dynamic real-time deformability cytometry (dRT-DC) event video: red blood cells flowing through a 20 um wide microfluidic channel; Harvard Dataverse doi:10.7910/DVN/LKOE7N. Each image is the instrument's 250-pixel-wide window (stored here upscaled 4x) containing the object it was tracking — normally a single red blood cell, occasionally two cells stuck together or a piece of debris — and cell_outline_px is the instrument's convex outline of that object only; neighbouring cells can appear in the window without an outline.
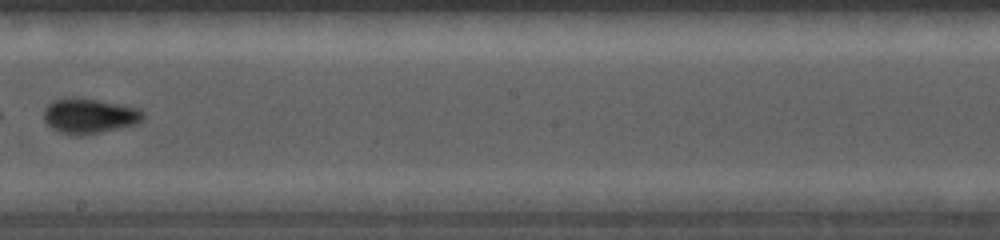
{"species": "common noctule bat (a hibernating species)", "species_latin": "Nyctalus noctula", "temperature_condition": "cold", "stored_images_in_passage": 18, "camera_frame_rate_fps": 5000, "um_per_image_px": 0.085, "animal": {"sex": "female", "body_mass_g": 19.0, "forearm_length_mm": 56.7}, "frame": {"image": 1, "passage_image": 8, "time_ms": 3.6, "image_size_px": [1000, 240], "cell_outline_px": [[144, 116], [140, 120], [132, 124], [84, 136], [76, 136], [60, 132], [52, 128], [44, 120], [44, 108], [52, 100], [64, 96], [72, 96], [96, 100], [140, 108], [144, 112]], "centroid_in_image_um": [7.52, 9.83], "position_along_channel_um": 240.7, "area_um2": 20.29}}
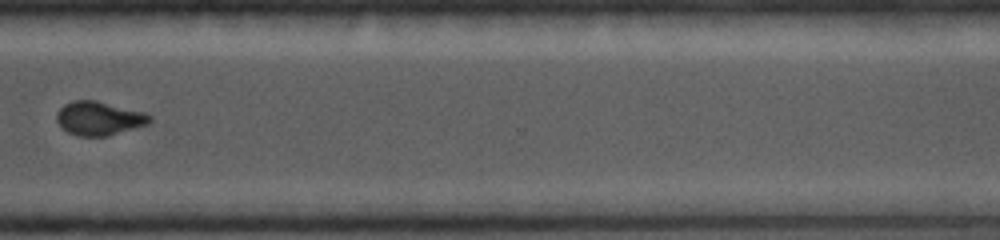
{"frame": {"image": 2, "passage_image": 13, "time_ms": 6.2, "image_size_px": [1000, 240], "cell_outline_px": [[152, 120], [148, 124], [108, 136], [76, 136], [68, 132], [56, 120], [56, 112], [64, 104], [72, 100], [96, 100], [144, 112], [152, 116]], "centroid_in_image_um": [8.42, 10.05], "position_along_channel_um": 362.2, "area_um2": 18.38}}